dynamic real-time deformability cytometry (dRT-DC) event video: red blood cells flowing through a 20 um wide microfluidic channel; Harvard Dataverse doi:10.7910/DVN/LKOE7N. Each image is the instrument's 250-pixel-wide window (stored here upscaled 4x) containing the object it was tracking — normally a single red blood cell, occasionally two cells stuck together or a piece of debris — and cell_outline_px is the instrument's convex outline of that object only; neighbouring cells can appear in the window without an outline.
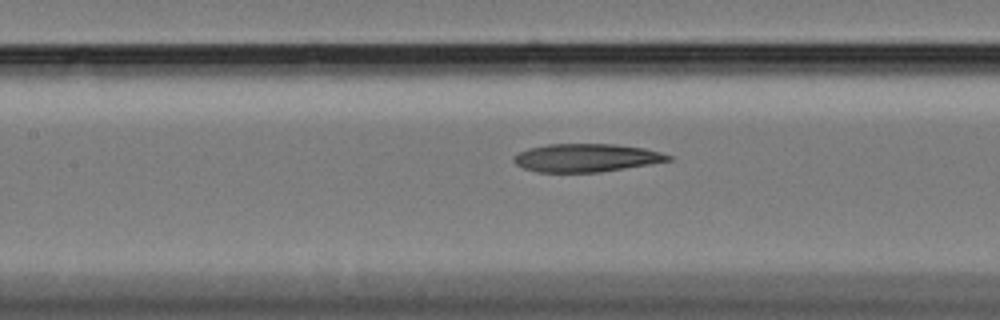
{"species": "Egyptian fruit bat (a non-hibernating species)", "species_latin": "Rousettus aegyptiacus", "temperature_condition": "cold", "stored_images_in_passage": 47, "camera_frame_rate_fps": 3000, "um_per_image_px": 0.085, "animal": {"sex": "female"}, "frame": {"image": 1, "passage_image": 17, "time_ms": 5.333, "image_size_px": [1000, 320], "cell_outline_px": [[672, 160], [600, 172], [540, 172], [524, 168], [516, 164], [512, 160], [512, 156], [528, 148], [548, 144], [616, 144], [644, 148], [660, 152], [672, 156]], "centroid_in_image_um": [49.81, 13.4], "position_along_channel_um": 157.6, "area_um2": 25.2}}
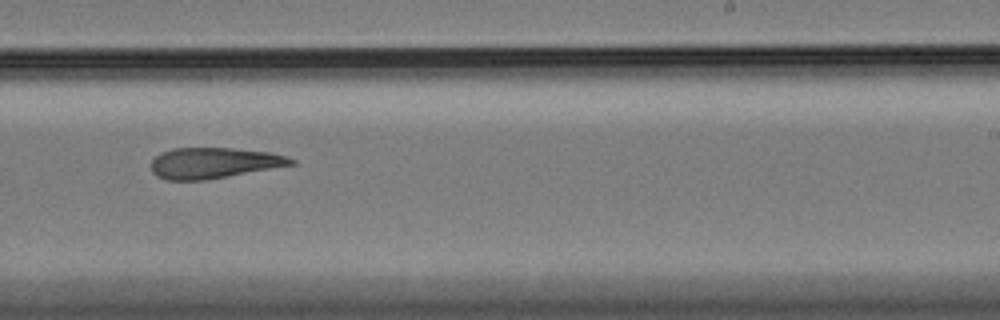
{"frame": {"image": 2, "passage_image": 27, "time_ms": 8.667, "image_size_px": [1000, 320], "cell_outline_px": [[296, 164], [204, 180], [168, 180], [156, 176], [152, 172], [152, 160], [160, 152], [172, 148], [232, 148], [268, 152], [284, 156], [296, 160]], "centroid_in_image_um": [18.13, 13.85], "position_along_channel_um": 270.9, "area_um2": 24.91}}
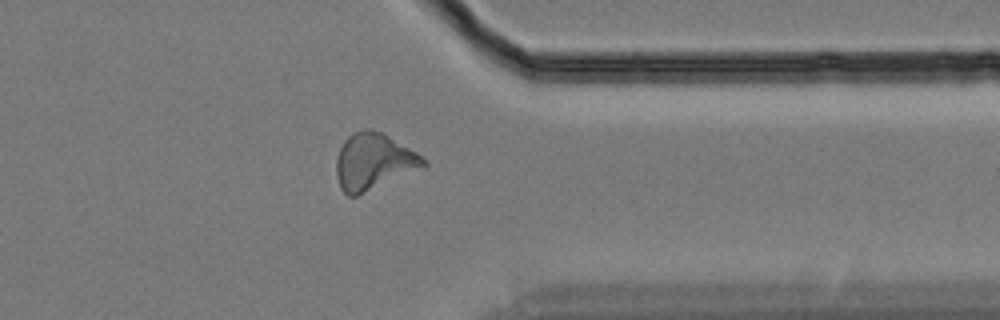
{"frame": {"image": 3, "passage_image": 37, "time_ms": 12.0, "image_size_px": [1000, 320], "cell_outline_px": [[428, 164], [356, 196], [348, 196], [340, 188], [336, 172], [336, 160], [340, 148], [344, 140], [352, 132], [364, 128], [372, 128], [384, 132], [416, 152]], "centroid_in_image_um": [31.7, 13.69], "position_along_channel_um": 379.7, "area_um2": 28.32}}